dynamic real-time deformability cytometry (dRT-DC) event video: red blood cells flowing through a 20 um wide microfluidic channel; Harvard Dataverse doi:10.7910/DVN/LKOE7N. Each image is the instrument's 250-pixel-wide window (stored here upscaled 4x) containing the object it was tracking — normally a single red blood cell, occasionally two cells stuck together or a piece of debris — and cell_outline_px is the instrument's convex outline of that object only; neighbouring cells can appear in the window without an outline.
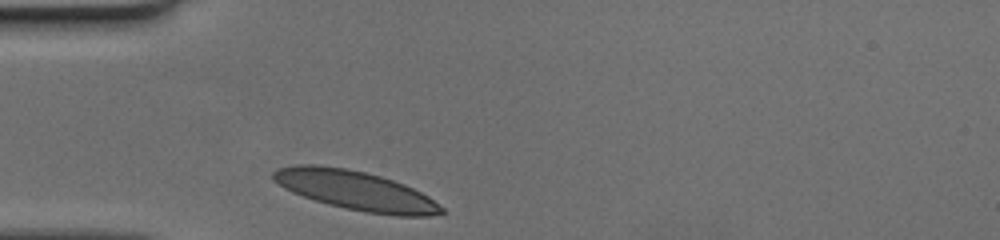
{"species": "human", "species_latin": "Homo sapiens", "temperature_condition": "cold", "stored_images_in_passage": 26, "camera_frame_rate_fps": 3000, "um_per_image_px": 0.085, "donor": {"sex": "female"}, "frame": {"image": 1, "passage_image": 1, "time_ms": 0.0, "image_size_px": [1000, 240], "cell_outline_px": [[448, 212], [428, 216], [396, 216], [368, 212], [328, 204], [292, 192], [284, 188], [272, 176], [272, 172], [280, 168], [296, 164], [316, 164], [348, 168], [380, 176], [404, 184], [428, 196], [444, 208]], "centroid_in_image_um": [30.26, 16.18], "position_along_channel_um": 54.7, "area_um2": 38.09}}
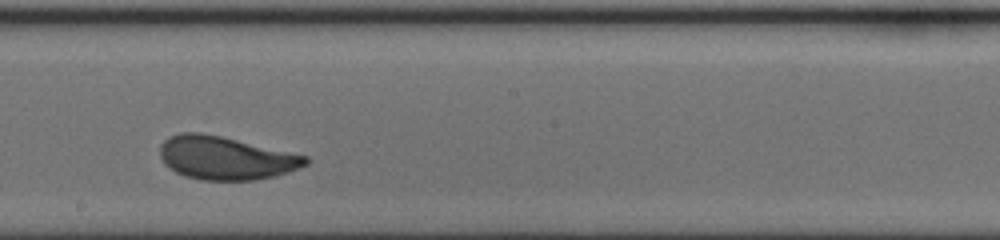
{"frame": {"image": 2, "passage_image": 15, "time_ms": 4.667, "image_size_px": [1000, 240], "cell_outline_px": [[308, 164], [288, 172], [276, 176], [256, 180], [200, 180], [176, 172], [164, 164], [160, 156], [160, 144], [168, 136], [180, 132], [200, 132], [220, 136], [308, 156]], "centroid_in_image_um": [19.16, 13.42], "position_along_channel_um": 229.0, "area_um2": 36.65}}
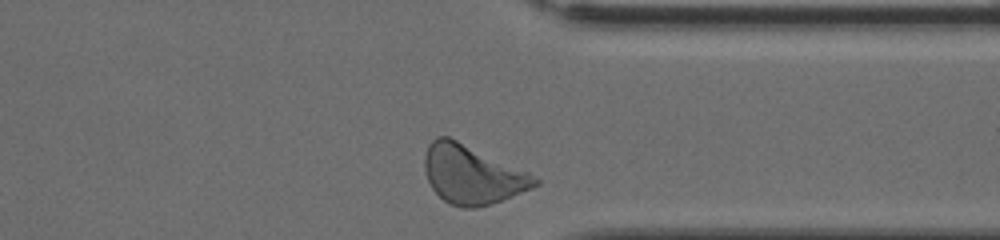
{"frame": {"image": 3, "passage_image": 26, "time_ms": 8.333, "image_size_px": [1000, 240], "cell_outline_px": [[540, 184], [532, 188], [492, 204], [476, 208], [464, 208], [452, 204], [444, 200], [432, 188], [424, 172], [424, 156], [428, 144], [436, 136], [448, 136], [528, 172], [540, 180]], "centroid_in_image_um": [40.11, 14.84], "position_along_channel_um": 371.3, "area_um2": 37.51}}